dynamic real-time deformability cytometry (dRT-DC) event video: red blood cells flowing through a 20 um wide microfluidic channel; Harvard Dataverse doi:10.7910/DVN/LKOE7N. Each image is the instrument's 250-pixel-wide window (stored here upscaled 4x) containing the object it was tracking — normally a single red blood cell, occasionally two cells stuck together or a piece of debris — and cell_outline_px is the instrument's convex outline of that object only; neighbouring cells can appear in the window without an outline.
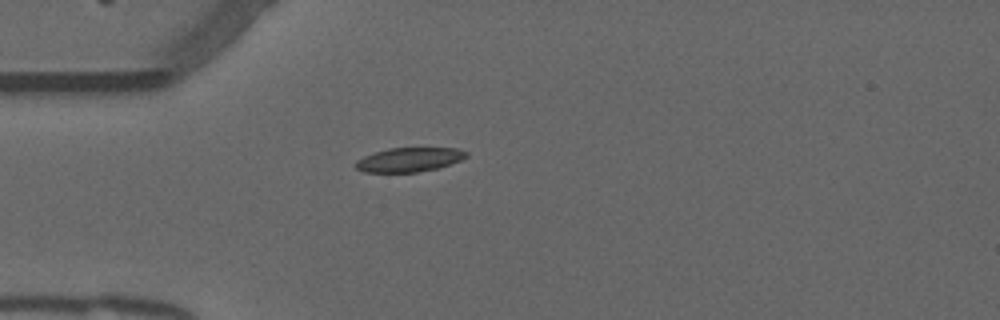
{"species": "common noctule bat (a hibernating species)", "species_latin": "Nyctalus noctula", "temperature_condition": "warm", "stored_images_in_passage": 40, "camera_frame_rate_fps": 3000, "um_per_image_px": 0.085, "animal": {"sex": "male", "forearm_length_mm": 52.5}, "frame": {"image": 1, "passage_image": 1, "time_ms": 0.0, "image_size_px": [1000, 320], "cell_outline_px": [[468, 156], [460, 160], [436, 168], [416, 172], [364, 172], [356, 168], [356, 160], [364, 156], [388, 148], [456, 148], [468, 152]], "centroid_in_image_um": [34.77, 13.56], "position_along_channel_um": 50.2, "area_um2": 15.37}}
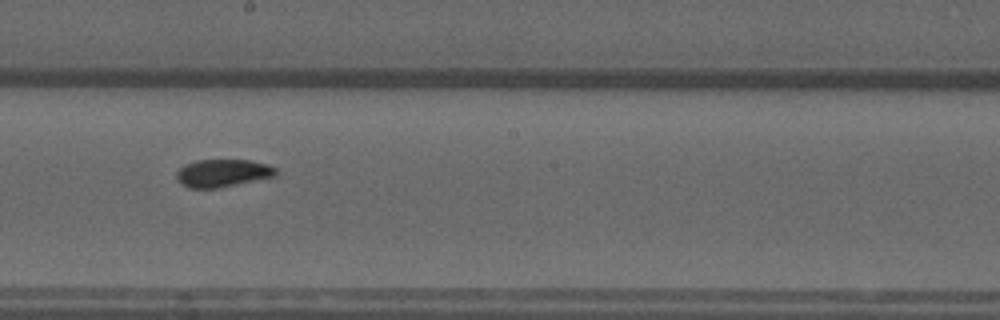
{"frame": {"image": 2, "passage_image": 16, "time_ms": 5.0, "image_size_px": [1000, 320], "cell_outline_px": [[276, 176], [220, 188], [188, 188], [180, 184], [176, 176], [176, 172], [184, 164], [196, 160], [252, 160], [268, 164], [276, 168]], "centroid_in_image_um": [18.92, 14.71], "position_along_channel_um": 229.3, "area_um2": 16.24}}
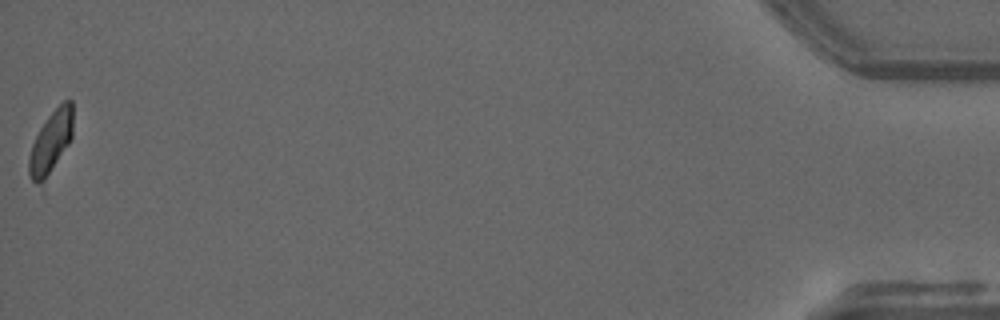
{"frame": {"image": 3, "passage_image": 40, "time_ms": 13.0, "image_size_px": [1000, 320], "cell_outline_px": [[72, 136], [44, 192], [32, 180], [28, 172], [28, 160], [32, 144], [40, 128], [48, 116], [64, 100], [72, 100]], "centroid_in_image_um": [4.3, 12.28], "position_along_channel_um": 430.9, "area_um2": 16.82}, "authors_computed_cell_mechanics": {"area_um2": 16.3285, "velocity_mm_per_s": 3.7927, "shape_relaxation_time_tau1_ms": 4.0676, "shape_relaxation_time_tau2_ms": 2.8106, "deformation_change_tau1": 0.1362, "deformation_change_tau2": 0.0602}}